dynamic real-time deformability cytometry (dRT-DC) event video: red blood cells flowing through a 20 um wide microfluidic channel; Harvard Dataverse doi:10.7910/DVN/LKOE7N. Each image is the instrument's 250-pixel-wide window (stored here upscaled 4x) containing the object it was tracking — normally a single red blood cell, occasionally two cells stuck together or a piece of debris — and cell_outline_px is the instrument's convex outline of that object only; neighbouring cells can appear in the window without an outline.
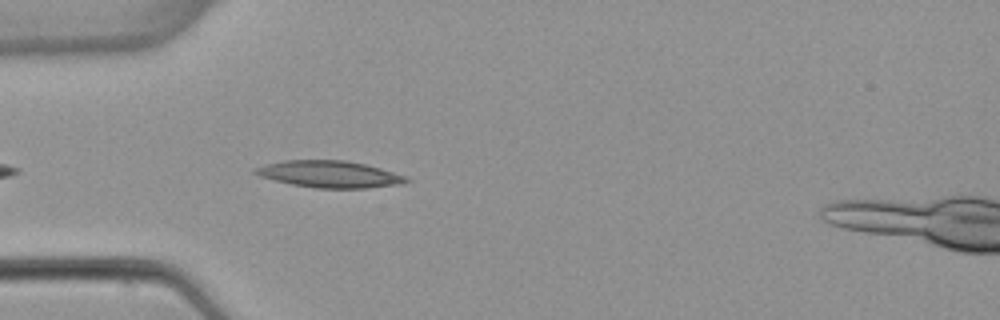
{"species": "common noctule bat (a hibernating species)", "species_latin": "Nyctalus noctula", "temperature_condition": "warm", "stored_images_in_passage": 4, "camera_frame_rate_fps": 3000, "um_per_image_px": 0.085, "animal": {"sex": "female", "body_mass_g": 22.7, "forearm_length_mm": 54.2}, "frame": {"image": 1, "passage_image": 3, "time_ms": 2.333, "image_size_px": [1000, 320], "cell_outline_px": [[412, 180], [404, 184], [368, 188], [316, 188], [292, 184], [260, 176], [252, 172], [252, 168], [284, 160], [344, 160], [364, 164], [380, 168], [404, 176]], "centroid_in_image_um": [28.02, 14.81], "position_along_channel_um": 57.0, "area_um2": 23.47}}